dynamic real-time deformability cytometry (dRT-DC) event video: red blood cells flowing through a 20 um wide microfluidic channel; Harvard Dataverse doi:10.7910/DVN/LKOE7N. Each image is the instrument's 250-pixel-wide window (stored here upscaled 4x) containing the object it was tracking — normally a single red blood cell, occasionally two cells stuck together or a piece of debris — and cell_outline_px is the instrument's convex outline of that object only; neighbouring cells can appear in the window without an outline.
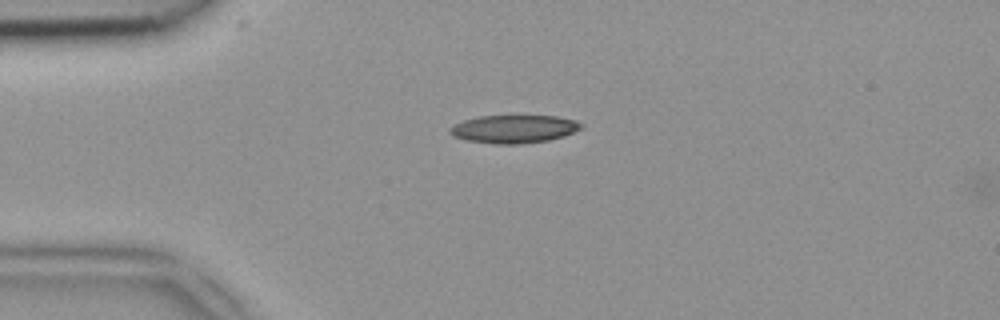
{"species": "common noctule bat (a hibernating species)", "species_latin": "Nyctalus noctula", "temperature_condition": "room temperature", "stored_images_in_passage": 2, "camera_frame_rate_fps": 3000, "um_per_image_px": 0.085, "animal": {"sex": "female", "body_mass_g": 18.4}, "frame": {"image": 1, "passage_image": 1, "time_ms": 0.0, "image_size_px": [1000, 320], "cell_outline_px": [[584, 128], [564, 136], [548, 140], [520, 144], [492, 144], [464, 140], [452, 136], [448, 132], [448, 128], [452, 124], [464, 120], [480, 116], [556, 116], [576, 120], [584, 124]], "centroid_in_image_um": [43.66, 10.97], "position_along_channel_um": 41.3, "area_um2": 21.79}}